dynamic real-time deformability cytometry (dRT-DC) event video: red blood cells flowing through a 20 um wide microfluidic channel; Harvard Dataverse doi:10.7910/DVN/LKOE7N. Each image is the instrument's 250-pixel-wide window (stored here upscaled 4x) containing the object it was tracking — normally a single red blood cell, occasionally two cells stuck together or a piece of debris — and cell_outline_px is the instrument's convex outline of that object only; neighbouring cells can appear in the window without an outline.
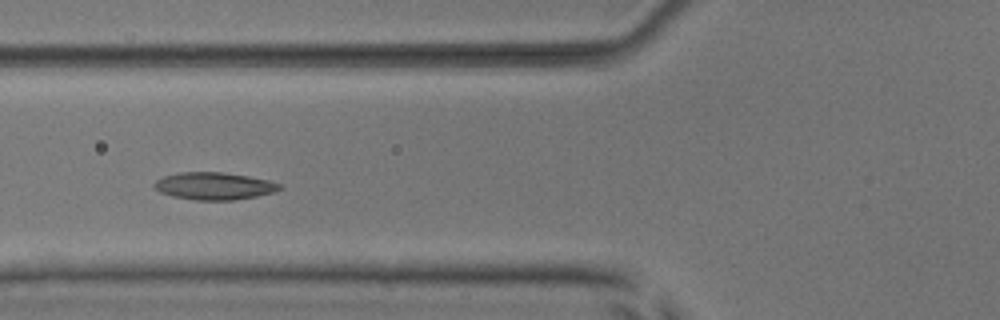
{"species": "common noctule bat (a hibernating species)", "species_latin": "Nyctalus noctula", "temperature_condition": "room temperature", "stored_images_in_passage": 32, "camera_frame_rate_fps": 3000, "um_per_image_px": 0.085, "animal": {"sex": "male", "body_mass_g": 17.9, "forearm_length_mm": 54.2}, "frame": {"image": 1, "passage_image": 19, "time_ms": 6.0, "image_size_px": [1000, 320], "cell_outline_px": [[284, 188], [272, 192], [256, 196], [236, 200], [196, 200], [172, 196], [160, 192], [152, 184], [156, 180], [164, 176], [180, 172], [224, 172], [248, 176], [268, 180], [280, 184]], "centroid_in_image_um": [18.2, 15.81], "position_along_channel_um": 107.6, "area_um2": 19.94}}